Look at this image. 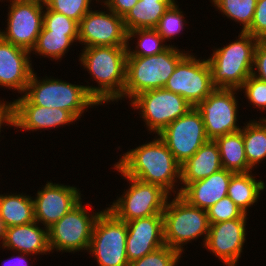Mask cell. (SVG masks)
Wrapping results in <instances>:
<instances>
[{
  "mask_svg": "<svg viewBox=\"0 0 266 266\" xmlns=\"http://www.w3.org/2000/svg\"><path fill=\"white\" fill-rule=\"evenodd\" d=\"M157 137L124 153L114 168L124 176L159 185L171 196L180 195L181 188L177 187L181 183V165Z\"/></svg>",
  "mask_w": 266,
  "mask_h": 266,
  "instance_id": "cell-1",
  "label": "cell"
},
{
  "mask_svg": "<svg viewBox=\"0 0 266 266\" xmlns=\"http://www.w3.org/2000/svg\"><path fill=\"white\" fill-rule=\"evenodd\" d=\"M78 60L98 84V86L85 85V88L100 106L122 100L126 81V46L83 48Z\"/></svg>",
  "mask_w": 266,
  "mask_h": 266,
  "instance_id": "cell-2",
  "label": "cell"
},
{
  "mask_svg": "<svg viewBox=\"0 0 266 266\" xmlns=\"http://www.w3.org/2000/svg\"><path fill=\"white\" fill-rule=\"evenodd\" d=\"M258 39L240 31L238 38L221 48H215L213 55L206 58L215 88L240 89L251 76L254 52Z\"/></svg>",
  "mask_w": 266,
  "mask_h": 266,
  "instance_id": "cell-3",
  "label": "cell"
},
{
  "mask_svg": "<svg viewBox=\"0 0 266 266\" xmlns=\"http://www.w3.org/2000/svg\"><path fill=\"white\" fill-rule=\"evenodd\" d=\"M170 46L160 54L127 56L123 99L131 101L138 94L164 88L178 62L189 52Z\"/></svg>",
  "mask_w": 266,
  "mask_h": 266,
  "instance_id": "cell-4",
  "label": "cell"
},
{
  "mask_svg": "<svg viewBox=\"0 0 266 266\" xmlns=\"http://www.w3.org/2000/svg\"><path fill=\"white\" fill-rule=\"evenodd\" d=\"M173 196L171 202V197L168 198L163 211L165 245L182 254L185 244L204 236V246L210 229L207 211L190 205L180 195Z\"/></svg>",
  "mask_w": 266,
  "mask_h": 266,
  "instance_id": "cell-5",
  "label": "cell"
},
{
  "mask_svg": "<svg viewBox=\"0 0 266 266\" xmlns=\"http://www.w3.org/2000/svg\"><path fill=\"white\" fill-rule=\"evenodd\" d=\"M32 73L24 96L33 104L48 108H60L80 119L84 111L99 104L89 95L84 85H75L66 80L45 77L37 78Z\"/></svg>",
  "mask_w": 266,
  "mask_h": 266,
  "instance_id": "cell-6",
  "label": "cell"
},
{
  "mask_svg": "<svg viewBox=\"0 0 266 266\" xmlns=\"http://www.w3.org/2000/svg\"><path fill=\"white\" fill-rule=\"evenodd\" d=\"M127 226L107 208L98 215L88 251L98 266H129L126 256Z\"/></svg>",
  "mask_w": 266,
  "mask_h": 266,
  "instance_id": "cell-7",
  "label": "cell"
},
{
  "mask_svg": "<svg viewBox=\"0 0 266 266\" xmlns=\"http://www.w3.org/2000/svg\"><path fill=\"white\" fill-rule=\"evenodd\" d=\"M129 182L128 189L119 196L109 207L118 219L128 222L138 218L163 214L165 204L171 196L161 186L145 183L138 179L124 176Z\"/></svg>",
  "mask_w": 266,
  "mask_h": 266,
  "instance_id": "cell-8",
  "label": "cell"
},
{
  "mask_svg": "<svg viewBox=\"0 0 266 266\" xmlns=\"http://www.w3.org/2000/svg\"><path fill=\"white\" fill-rule=\"evenodd\" d=\"M82 201L70 212L66 213L59 221L48 228L49 247L51 253L55 251L69 252L73 254L80 250L88 251L94 223L100 214L87 209L92 206L82 205Z\"/></svg>",
  "mask_w": 266,
  "mask_h": 266,
  "instance_id": "cell-9",
  "label": "cell"
},
{
  "mask_svg": "<svg viewBox=\"0 0 266 266\" xmlns=\"http://www.w3.org/2000/svg\"><path fill=\"white\" fill-rule=\"evenodd\" d=\"M130 105L132 110H139L148 132L157 135L193 107L182 96L165 88L142 92L131 100Z\"/></svg>",
  "mask_w": 266,
  "mask_h": 266,
  "instance_id": "cell-10",
  "label": "cell"
},
{
  "mask_svg": "<svg viewBox=\"0 0 266 266\" xmlns=\"http://www.w3.org/2000/svg\"><path fill=\"white\" fill-rule=\"evenodd\" d=\"M197 58L192 53H187L178 62L164 86L170 92L182 96L193 107L216 89L207 59Z\"/></svg>",
  "mask_w": 266,
  "mask_h": 266,
  "instance_id": "cell-11",
  "label": "cell"
},
{
  "mask_svg": "<svg viewBox=\"0 0 266 266\" xmlns=\"http://www.w3.org/2000/svg\"><path fill=\"white\" fill-rule=\"evenodd\" d=\"M7 28L0 37L31 52L43 28L44 0H9Z\"/></svg>",
  "mask_w": 266,
  "mask_h": 266,
  "instance_id": "cell-12",
  "label": "cell"
},
{
  "mask_svg": "<svg viewBox=\"0 0 266 266\" xmlns=\"http://www.w3.org/2000/svg\"><path fill=\"white\" fill-rule=\"evenodd\" d=\"M238 89L216 88L195 108L200 112L206 136L215 140L220 136L240 131L238 122Z\"/></svg>",
  "mask_w": 266,
  "mask_h": 266,
  "instance_id": "cell-13",
  "label": "cell"
},
{
  "mask_svg": "<svg viewBox=\"0 0 266 266\" xmlns=\"http://www.w3.org/2000/svg\"><path fill=\"white\" fill-rule=\"evenodd\" d=\"M182 165L209 139L200 112L192 107L157 135Z\"/></svg>",
  "mask_w": 266,
  "mask_h": 266,
  "instance_id": "cell-14",
  "label": "cell"
},
{
  "mask_svg": "<svg viewBox=\"0 0 266 266\" xmlns=\"http://www.w3.org/2000/svg\"><path fill=\"white\" fill-rule=\"evenodd\" d=\"M106 10L91 9L79 22L78 42L85 45L84 48L127 46V30L123 18L108 8Z\"/></svg>",
  "mask_w": 266,
  "mask_h": 266,
  "instance_id": "cell-15",
  "label": "cell"
},
{
  "mask_svg": "<svg viewBox=\"0 0 266 266\" xmlns=\"http://www.w3.org/2000/svg\"><path fill=\"white\" fill-rule=\"evenodd\" d=\"M81 195L75 186L47 181L33 198L35 221L48 229L83 201Z\"/></svg>",
  "mask_w": 266,
  "mask_h": 266,
  "instance_id": "cell-16",
  "label": "cell"
},
{
  "mask_svg": "<svg viewBox=\"0 0 266 266\" xmlns=\"http://www.w3.org/2000/svg\"><path fill=\"white\" fill-rule=\"evenodd\" d=\"M248 218L210 223L204 247L218 257L225 266H237L246 241Z\"/></svg>",
  "mask_w": 266,
  "mask_h": 266,
  "instance_id": "cell-17",
  "label": "cell"
},
{
  "mask_svg": "<svg viewBox=\"0 0 266 266\" xmlns=\"http://www.w3.org/2000/svg\"><path fill=\"white\" fill-rule=\"evenodd\" d=\"M13 126L23 131L58 128L78 120L71 112L60 108L33 105L24 95L13 102Z\"/></svg>",
  "mask_w": 266,
  "mask_h": 266,
  "instance_id": "cell-18",
  "label": "cell"
},
{
  "mask_svg": "<svg viewBox=\"0 0 266 266\" xmlns=\"http://www.w3.org/2000/svg\"><path fill=\"white\" fill-rule=\"evenodd\" d=\"M126 256L130 262L140 259L165 245L163 214L126 222Z\"/></svg>",
  "mask_w": 266,
  "mask_h": 266,
  "instance_id": "cell-19",
  "label": "cell"
},
{
  "mask_svg": "<svg viewBox=\"0 0 266 266\" xmlns=\"http://www.w3.org/2000/svg\"><path fill=\"white\" fill-rule=\"evenodd\" d=\"M30 55L28 50L0 37V86L25 93L34 71Z\"/></svg>",
  "mask_w": 266,
  "mask_h": 266,
  "instance_id": "cell-20",
  "label": "cell"
},
{
  "mask_svg": "<svg viewBox=\"0 0 266 266\" xmlns=\"http://www.w3.org/2000/svg\"><path fill=\"white\" fill-rule=\"evenodd\" d=\"M39 225L34 221L25 225L4 228L1 247L32 256L50 254L48 229Z\"/></svg>",
  "mask_w": 266,
  "mask_h": 266,
  "instance_id": "cell-21",
  "label": "cell"
},
{
  "mask_svg": "<svg viewBox=\"0 0 266 266\" xmlns=\"http://www.w3.org/2000/svg\"><path fill=\"white\" fill-rule=\"evenodd\" d=\"M233 174L234 172L222 168L207 178L187 184L180 196L190 205L207 210L227 196Z\"/></svg>",
  "mask_w": 266,
  "mask_h": 266,
  "instance_id": "cell-22",
  "label": "cell"
},
{
  "mask_svg": "<svg viewBox=\"0 0 266 266\" xmlns=\"http://www.w3.org/2000/svg\"><path fill=\"white\" fill-rule=\"evenodd\" d=\"M222 169L219 148L215 140L205 142L181 165V190L189 183L209 177Z\"/></svg>",
  "mask_w": 266,
  "mask_h": 266,
  "instance_id": "cell-23",
  "label": "cell"
},
{
  "mask_svg": "<svg viewBox=\"0 0 266 266\" xmlns=\"http://www.w3.org/2000/svg\"><path fill=\"white\" fill-rule=\"evenodd\" d=\"M0 219L4 228L34 222V201L31 195L0 194Z\"/></svg>",
  "mask_w": 266,
  "mask_h": 266,
  "instance_id": "cell-24",
  "label": "cell"
},
{
  "mask_svg": "<svg viewBox=\"0 0 266 266\" xmlns=\"http://www.w3.org/2000/svg\"><path fill=\"white\" fill-rule=\"evenodd\" d=\"M266 189L262 180H256L252 171L234 173L230 179L227 196L245 213L257 203L261 193ZM260 196V197H259Z\"/></svg>",
  "mask_w": 266,
  "mask_h": 266,
  "instance_id": "cell-25",
  "label": "cell"
},
{
  "mask_svg": "<svg viewBox=\"0 0 266 266\" xmlns=\"http://www.w3.org/2000/svg\"><path fill=\"white\" fill-rule=\"evenodd\" d=\"M175 0H139L123 18L127 32L155 28L165 11Z\"/></svg>",
  "mask_w": 266,
  "mask_h": 266,
  "instance_id": "cell-26",
  "label": "cell"
},
{
  "mask_svg": "<svg viewBox=\"0 0 266 266\" xmlns=\"http://www.w3.org/2000/svg\"><path fill=\"white\" fill-rule=\"evenodd\" d=\"M219 148L223 169L234 173H246L253 169L248 165L242 131L229 133L215 139Z\"/></svg>",
  "mask_w": 266,
  "mask_h": 266,
  "instance_id": "cell-27",
  "label": "cell"
},
{
  "mask_svg": "<svg viewBox=\"0 0 266 266\" xmlns=\"http://www.w3.org/2000/svg\"><path fill=\"white\" fill-rule=\"evenodd\" d=\"M250 120L241 129L248 165L254 170L266 159V118Z\"/></svg>",
  "mask_w": 266,
  "mask_h": 266,
  "instance_id": "cell-28",
  "label": "cell"
},
{
  "mask_svg": "<svg viewBox=\"0 0 266 266\" xmlns=\"http://www.w3.org/2000/svg\"><path fill=\"white\" fill-rule=\"evenodd\" d=\"M78 41V33H58L50 30H41L36 44L31 50L39 56L49 57L51 60H61L69 51L71 45Z\"/></svg>",
  "mask_w": 266,
  "mask_h": 266,
  "instance_id": "cell-29",
  "label": "cell"
},
{
  "mask_svg": "<svg viewBox=\"0 0 266 266\" xmlns=\"http://www.w3.org/2000/svg\"><path fill=\"white\" fill-rule=\"evenodd\" d=\"M137 38V42L135 44V49L130 47V40ZM165 41L159 35V33L154 28H146V29H135L127 32V56H151L164 52L170 46L175 45H167V42L163 44Z\"/></svg>",
  "mask_w": 266,
  "mask_h": 266,
  "instance_id": "cell-30",
  "label": "cell"
},
{
  "mask_svg": "<svg viewBox=\"0 0 266 266\" xmlns=\"http://www.w3.org/2000/svg\"><path fill=\"white\" fill-rule=\"evenodd\" d=\"M212 5L227 19L234 20L242 25V32H245L251 25L257 0H210Z\"/></svg>",
  "mask_w": 266,
  "mask_h": 266,
  "instance_id": "cell-31",
  "label": "cell"
},
{
  "mask_svg": "<svg viewBox=\"0 0 266 266\" xmlns=\"http://www.w3.org/2000/svg\"><path fill=\"white\" fill-rule=\"evenodd\" d=\"M176 2L177 1H174L170 5L154 28L165 42L179 35L186 24L183 11H181Z\"/></svg>",
  "mask_w": 266,
  "mask_h": 266,
  "instance_id": "cell-32",
  "label": "cell"
},
{
  "mask_svg": "<svg viewBox=\"0 0 266 266\" xmlns=\"http://www.w3.org/2000/svg\"><path fill=\"white\" fill-rule=\"evenodd\" d=\"M45 6L57 13H61L76 22L90 11L92 0H44Z\"/></svg>",
  "mask_w": 266,
  "mask_h": 266,
  "instance_id": "cell-33",
  "label": "cell"
},
{
  "mask_svg": "<svg viewBox=\"0 0 266 266\" xmlns=\"http://www.w3.org/2000/svg\"><path fill=\"white\" fill-rule=\"evenodd\" d=\"M181 253L164 245L144 257L129 263V266H177L181 260Z\"/></svg>",
  "mask_w": 266,
  "mask_h": 266,
  "instance_id": "cell-34",
  "label": "cell"
},
{
  "mask_svg": "<svg viewBox=\"0 0 266 266\" xmlns=\"http://www.w3.org/2000/svg\"><path fill=\"white\" fill-rule=\"evenodd\" d=\"M206 211L210 223L247 218L248 216L228 196L219 200Z\"/></svg>",
  "mask_w": 266,
  "mask_h": 266,
  "instance_id": "cell-35",
  "label": "cell"
},
{
  "mask_svg": "<svg viewBox=\"0 0 266 266\" xmlns=\"http://www.w3.org/2000/svg\"><path fill=\"white\" fill-rule=\"evenodd\" d=\"M78 28V22L45 6L42 30L58 33H78Z\"/></svg>",
  "mask_w": 266,
  "mask_h": 266,
  "instance_id": "cell-36",
  "label": "cell"
},
{
  "mask_svg": "<svg viewBox=\"0 0 266 266\" xmlns=\"http://www.w3.org/2000/svg\"><path fill=\"white\" fill-rule=\"evenodd\" d=\"M242 90H244L245 98L254 108H258L263 112L266 110V81L251 75L239 89L240 92Z\"/></svg>",
  "mask_w": 266,
  "mask_h": 266,
  "instance_id": "cell-37",
  "label": "cell"
},
{
  "mask_svg": "<svg viewBox=\"0 0 266 266\" xmlns=\"http://www.w3.org/2000/svg\"><path fill=\"white\" fill-rule=\"evenodd\" d=\"M245 32L258 40H266V0H257L253 21Z\"/></svg>",
  "mask_w": 266,
  "mask_h": 266,
  "instance_id": "cell-38",
  "label": "cell"
},
{
  "mask_svg": "<svg viewBox=\"0 0 266 266\" xmlns=\"http://www.w3.org/2000/svg\"><path fill=\"white\" fill-rule=\"evenodd\" d=\"M251 75L266 81V40H258Z\"/></svg>",
  "mask_w": 266,
  "mask_h": 266,
  "instance_id": "cell-39",
  "label": "cell"
},
{
  "mask_svg": "<svg viewBox=\"0 0 266 266\" xmlns=\"http://www.w3.org/2000/svg\"><path fill=\"white\" fill-rule=\"evenodd\" d=\"M139 0H102L100 3H104V7L110 9L115 14L124 18L126 14L133 8Z\"/></svg>",
  "mask_w": 266,
  "mask_h": 266,
  "instance_id": "cell-40",
  "label": "cell"
},
{
  "mask_svg": "<svg viewBox=\"0 0 266 266\" xmlns=\"http://www.w3.org/2000/svg\"><path fill=\"white\" fill-rule=\"evenodd\" d=\"M4 124L13 126V111L10 102L0 100V132Z\"/></svg>",
  "mask_w": 266,
  "mask_h": 266,
  "instance_id": "cell-41",
  "label": "cell"
},
{
  "mask_svg": "<svg viewBox=\"0 0 266 266\" xmlns=\"http://www.w3.org/2000/svg\"><path fill=\"white\" fill-rule=\"evenodd\" d=\"M27 256H30V254H25V253H21L18 252V256H11L9 259H7L3 266H30L28 264V258ZM8 262V263H7Z\"/></svg>",
  "mask_w": 266,
  "mask_h": 266,
  "instance_id": "cell-42",
  "label": "cell"
},
{
  "mask_svg": "<svg viewBox=\"0 0 266 266\" xmlns=\"http://www.w3.org/2000/svg\"><path fill=\"white\" fill-rule=\"evenodd\" d=\"M3 233H4V227H3L1 219H0V241H2V239H3Z\"/></svg>",
  "mask_w": 266,
  "mask_h": 266,
  "instance_id": "cell-43",
  "label": "cell"
}]
</instances>
